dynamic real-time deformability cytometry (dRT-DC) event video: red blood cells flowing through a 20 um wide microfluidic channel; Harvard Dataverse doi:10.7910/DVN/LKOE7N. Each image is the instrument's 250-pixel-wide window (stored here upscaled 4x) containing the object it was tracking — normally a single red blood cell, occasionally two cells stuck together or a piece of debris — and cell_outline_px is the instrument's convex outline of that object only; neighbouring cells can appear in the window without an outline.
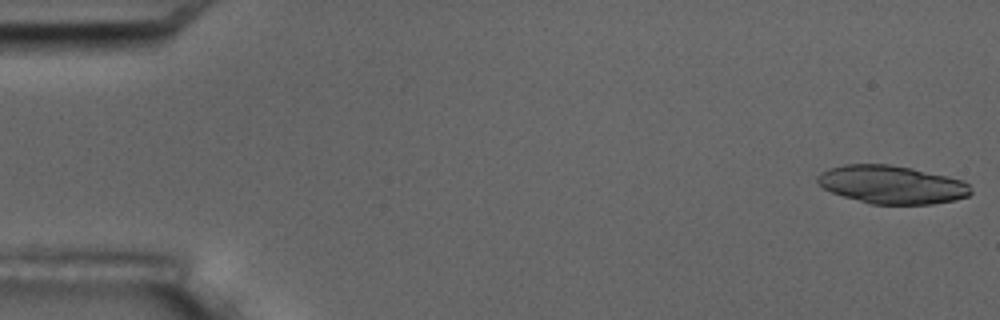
{"species": "common noctule bat (a hibernating species)", "species_latin": "Nyctalus noctula", "temperature_condition": "room temperature", "stored_images_in_passage": 5, "camera_frame_rate_fps": 3000, "um_per_image_px": 0.085, "animal": {"sex": "male", "body_mass_g": 17.5, "forearm_length_mm": 52.3}, "frame": {"image": 1, "passage_image": 1, "time_ms": 0.0, "image_size_px": [1000, 320], "cell_outline_px": [[972, 192], [968, 196], [952, 200], [932, 204], [872, 204], [844, 196], [832, 192], [824, 188], [816, 180], [816, 176], [820, 172], [828, 168], [844, 164], [888, 164], [912, 168], [948, 176], [964, 180], [968, 184]], "centroid_in_image_um": [75.8, 15.68], "position_along_channel_um": 9.2, "area_um2": 34.04}}